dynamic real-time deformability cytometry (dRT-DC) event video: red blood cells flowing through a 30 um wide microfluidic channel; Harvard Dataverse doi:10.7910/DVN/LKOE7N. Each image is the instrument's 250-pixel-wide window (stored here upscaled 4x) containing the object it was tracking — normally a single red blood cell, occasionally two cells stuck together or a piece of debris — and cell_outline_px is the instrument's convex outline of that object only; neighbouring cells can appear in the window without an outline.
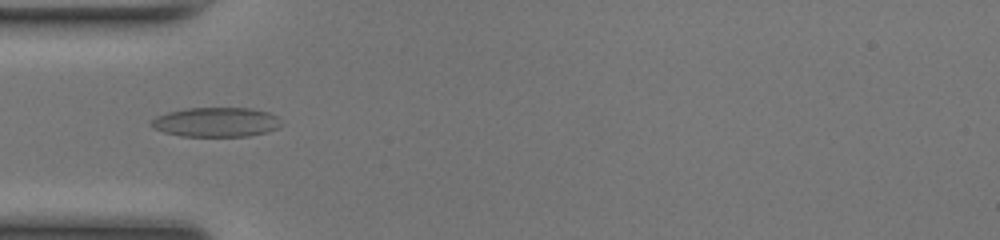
{"species": "common noctule bat (a hibernating species)", "species_latin": "Nyctalus noctula", "temperature_condition": "room temperature", "stored_images_in_passage": 31, "camera_frame_rate_fps": 3000, "um_per_image_px": 0.085, "animal": {"sex": "female", "body_mass_g": 17.0, "forearm_length_mm": 48.0}, "frame": {"image": 1, "passage_image": 3, "time_ms": 0.667, "image_size_px": [1000, 240], "cell_outline_px": [[280, 128], [248, 136], [180, 136], [164, 132], [152, 128], [148, 124], [156, 116], [168, 112], [188, 108], [248, 108], [268, 112], [276, 116], [280, 124]], "centroid_in_image_um": [18.32, 10.38], "position_along_channel_um": 66.7, "area_um2": 22.25}}
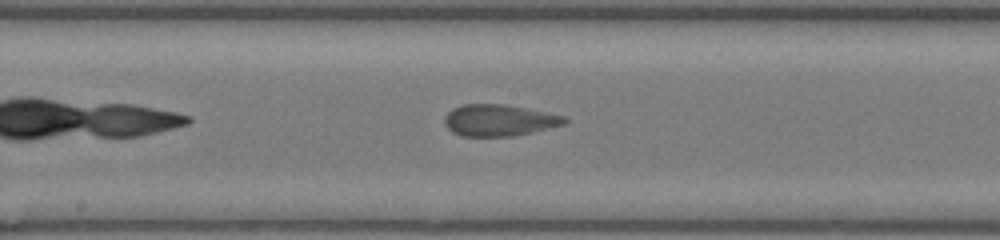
{"frame": {"image": 2, "passage_image": 13, "time_ms": 4.0, "image_size_px": [1000, 240], "cell_outline_px": [[568, 120], [564, 124], [532, 132], [512, 136], [460, 136], [452, 132], [444, 124], [444, 116], [452, 108], [464, 104], [504, 104], [564, 116]], "centroid_in_image_um": [42.36, 10.22], "position_along_channel_um": 205.8, "area_um2": 21.91}}
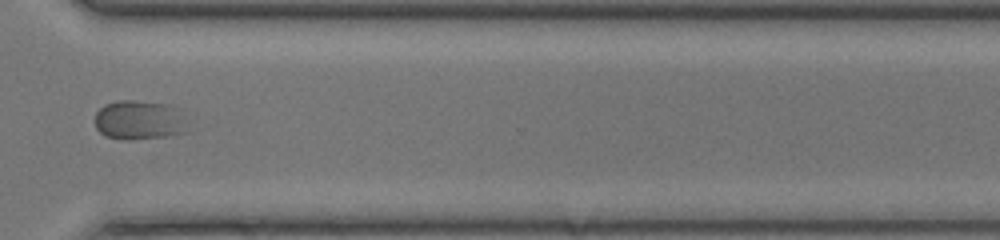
{"frame": {"image": 3, "passage_image": 24, "time_ms": 7.667, "image_size_px": [1000, 240], "cell_outline_px": [[188, 132], [168, 136], [128, 140], [120, 140], [104, 136], [96, 128], [96, 112], [104, 104], [116, 100], [132, 100], [168, 104], [176, 108]], "centroid_in_image_um": [11.77, 10.22], "position_along_channel_um": 358.8, "area_um2": 21.21}}